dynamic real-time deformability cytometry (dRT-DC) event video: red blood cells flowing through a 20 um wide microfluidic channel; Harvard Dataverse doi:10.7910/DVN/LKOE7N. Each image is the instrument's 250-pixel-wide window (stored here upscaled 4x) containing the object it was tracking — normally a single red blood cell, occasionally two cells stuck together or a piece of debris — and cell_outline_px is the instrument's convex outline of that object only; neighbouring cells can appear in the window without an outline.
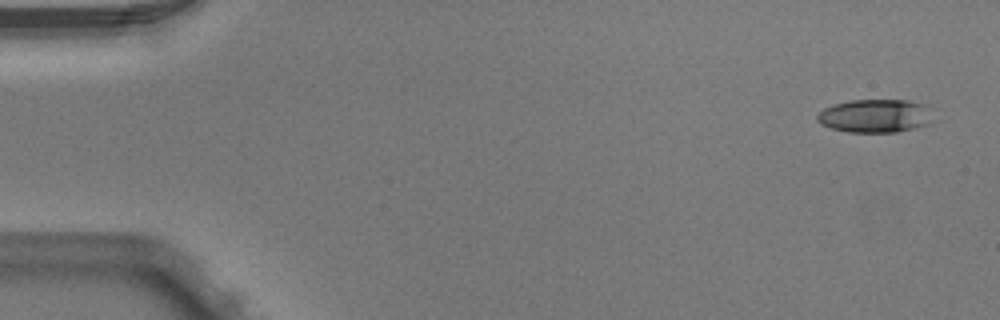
{"species": "Egyptian fruit bat (a non-hibernating species)", "species_latin": "Rousettus aegyptiacus", "temperature_condition": "warm", "stored_images_in_passage": 4, "camera_frame_rate_fps": 3000, "um_per_image_px": 0.085, "animal": {"sex": "male"}, "frame": {"image": 1, "passage_image": 1, "time_ms": 0.0, "image_size_px": [1000, 320], "cell_outline_px": [[940, 120], [932, 124], [896, 132], [848, 132], [832, 128], [820, 124], [816, 120], [816, 116], [824, 108], [832, 104], [852, 100], [908, 100], [928, 104]], "centroid_in_image_um": [74.54, 9.84], "position_along_channel_um": 10.5, "area_um2": 23.35}}